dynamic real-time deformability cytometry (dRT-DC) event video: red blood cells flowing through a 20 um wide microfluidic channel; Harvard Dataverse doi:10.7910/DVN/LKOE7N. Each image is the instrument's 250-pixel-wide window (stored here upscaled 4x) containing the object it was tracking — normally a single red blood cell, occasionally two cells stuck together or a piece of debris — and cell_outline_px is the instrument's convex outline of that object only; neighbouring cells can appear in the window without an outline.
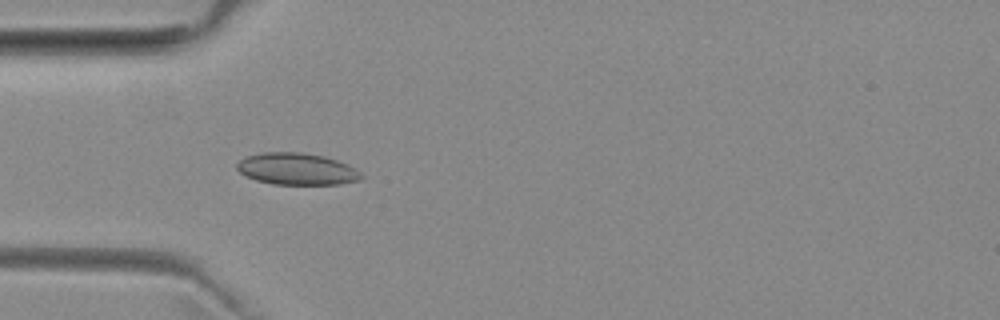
{"species": "common noctule bat (a hibernating species)", "species_latin": "Nyctalus noctula", "temperature_condition": "room temperature", "stored_images_in_passage": 24, "camera_frame_rate_fps": 3000, "um_per_image_px": 0.085, "animal": {"sex": "female", "body_mass_g": 29.2, "forearm_length_mm": 56.3}, "frame": {"image": 1, "passage_image": 3, "time_ms": 0.667, "image_size_px": [1000, 320], "cell_outline_px": [[364, 176], [360, 180], [340, 184], [272, 184], [256, 180], [244, 176], [236, 168], [236, 164], [240, 160], [248, 156], [260, 152], [300, 152], [324, 156], [348, 164], [356, 168]], "centroid_in_image_um": [25.23, 14.36], "position_along_channel_um": 59.8, "area_um2": 23.18}}
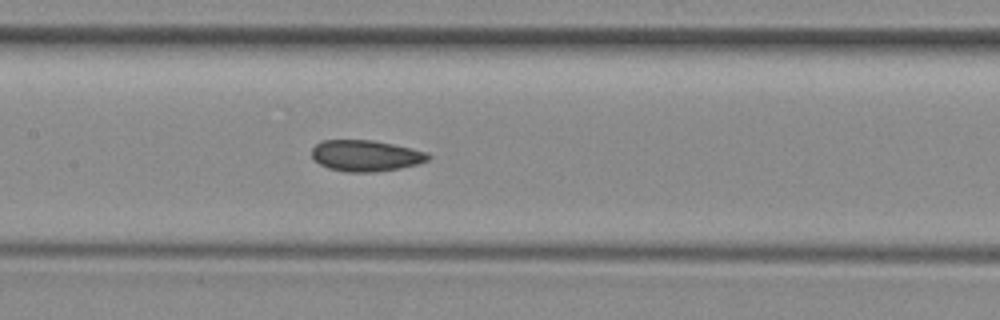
{"frame": {"image": 2, "passage_image": 12, "time_ms": 3.667, "image_size_px": [1000, 320], "cell_outline_px": [[432, 156], [428, 160], [416, 164], [400, 168], [376, 172], [344, 172], [328, 168], [312, 160], [312, 148], [316, 144], [324, 140], [372, 140], [412, 148], [428, 152]], "centroid_in_image_um": [31.08, 13.24], "position_along_channel_um": 176.3, "area_um2": 21.27}}
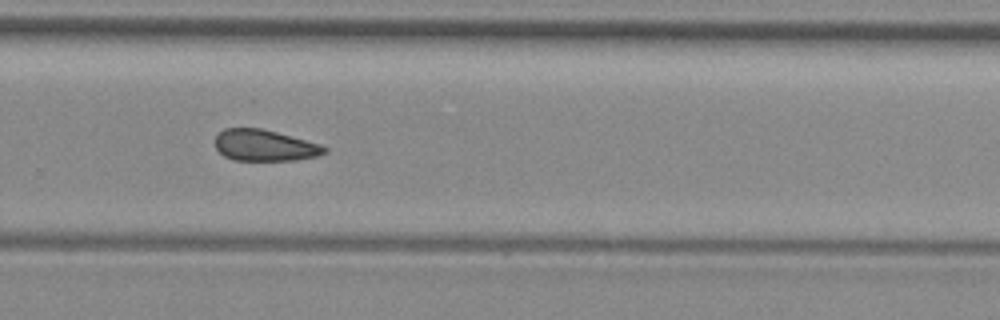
{"frame": {"image": 3, "passage_image": 22, "time_ms": 7.0, "image_size_px": [1000, 320], "cell_outline_px": [[328, 152], [316, 156], [296, 160], [236, 160], [224, 156], [216, 148], [216, 136], [224, 128], [260, 128], [276, 132], [320, 144], [328, 148]], "centroid_in_image_um": [22.5, 12.36], "position_along_channel_um": 307.3, "area_um2": 19.77}}